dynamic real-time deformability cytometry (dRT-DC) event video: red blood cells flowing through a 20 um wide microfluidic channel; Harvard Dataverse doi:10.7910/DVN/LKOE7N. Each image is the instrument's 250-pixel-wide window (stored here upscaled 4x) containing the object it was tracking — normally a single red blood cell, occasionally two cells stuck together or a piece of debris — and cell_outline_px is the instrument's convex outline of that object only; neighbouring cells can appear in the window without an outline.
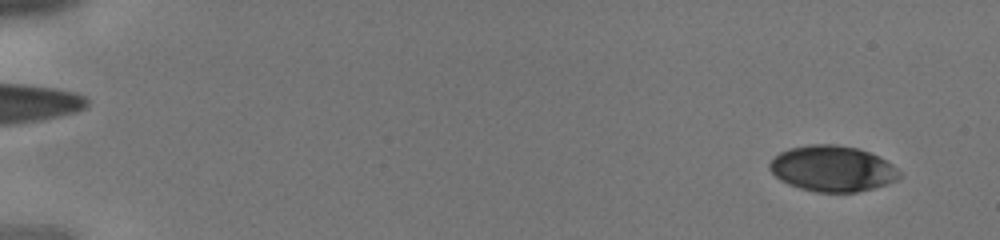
{"species": "human", "species_latin": "Homo sapiens", "temperature_condition": "cold", "stored_images_in_passage": 42, "camera_frame_rate_fps": 3000, "um_per_image_px": 0.085, "donor": {"sex": "male"}, "frame": {"image": 1, "passage_image": 2, "time_ms": 0.333, "image_size_px": [1000, 240], "cell_outline_px": [[900, 176], [896, 180], [872, 188], [856, 192], [816, 192], [800, 188], [788, 184], [780, 180], [768, 168], [768, 164], [780, 152], [788, 148], [808, 144], [836, 144], [856, 148], [880, 156], [892, 164], [900, 172]], "centroid_in_image_um": [70.73, 14.32], "position_along_channel_um": 14.3, "area_um2": 34.56}}
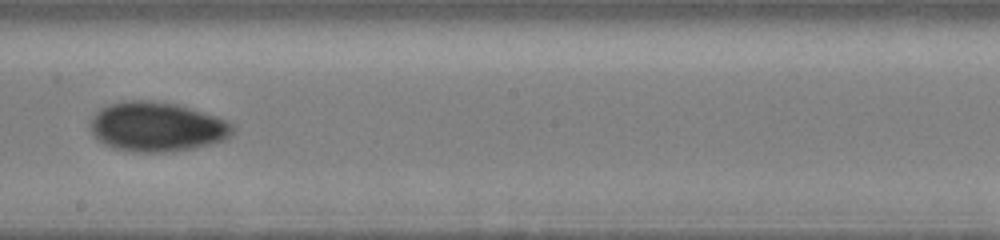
{"frame": {"image": 2, "passage_image": 25, "time_ms": 8.0, "image_size_px": [1000, 240], "cell_outline_px": [[236, 132], [232, 136], [224, 140], [196, 148], [172, 152], [140, 152], [112, 148], [104, 144], [92, 132], [88, 124], [92, 116], [100, 108], [108, 104], [120, 100], [152, 100], [176, 104], [216, 116], [228, 120], [236, 128]], "centroid_in_image_um": [13.35, 10.77], "position_along_channel_um": 234.8, "area_um2": 41.67}}
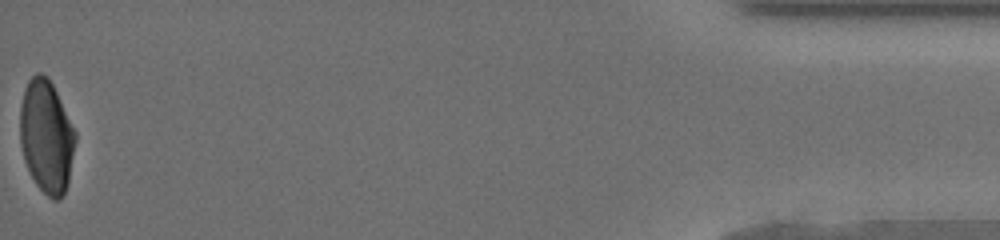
{"frame": {"image": 3, "passage_image": 42, "time_ms": 13.667, "image_size_px": [1000, 240], "cell_outline_px": [[76, 140], [68, 180], [64, 192], [60, 200], [52, 200], [36, 184], [24, 160], [20, 144], [20, 108], [24, 88], [28, 80], [36, 72], [40, 72], [48, 76], [76, 132]], "centroid_in_image_um": [3.93, 11.58], "position_along_channel_um": 431.3, "area_um2": 36.3}}